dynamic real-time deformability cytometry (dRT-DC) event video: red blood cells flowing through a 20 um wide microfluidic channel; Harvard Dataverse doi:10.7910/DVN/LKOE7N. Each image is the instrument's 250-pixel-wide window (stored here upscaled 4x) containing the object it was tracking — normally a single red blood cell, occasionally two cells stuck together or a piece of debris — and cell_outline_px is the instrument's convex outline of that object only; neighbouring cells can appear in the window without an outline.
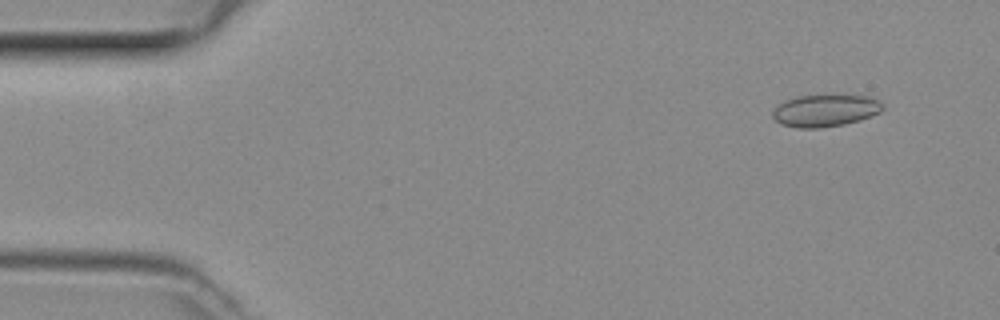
{"species": "common noctule bat (a hibernating species)", "species_latin": "Nyctalus noctula", "temperature_condition": "room temperature", "stored_images_in_passage": 48, "camera_frame_rate_fps": 3000, "um_per_image_px": 0.085, "animal": {"sex": "female", "body_mass_g": 29.2, "forearm_length_mm": 56.3}, "frame": {"image": 1, "passage_image": 4, "time_ms": 1.0, "image_size_px": [1000, 320], "cell_outline_px": [[884, 108], [880, 112], [860, 120], [844, 124], [820, 128], [796, 128], [780, 124], [772, 116], [772, 112], [776, 104], [784, 100], [800, 96], [868, 96], [880, 100], [884, 104]], "centroid_in_image_um": [70.13, 9.41], "position_along_channel_um": 14.9, "area_um2": 20.63}}
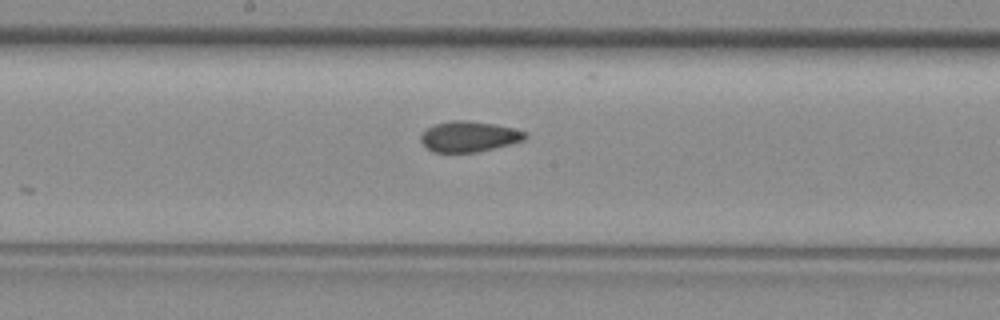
{"frame": {"image": 2, "passage_image": 25, "time_ms": 8.0, "image_size_px": [1000, 320], "cell_outline_px": [[528, 136], [524, 140], [476, 152], [432, 152], [420, 140], [420, 136], [428, 128], [436, 124], [452, 120], [464, 120], [492, 124], [512, 128], [528, 132]], "centroid_in_image_um": [39.87, 11.6], "position_along_channel_um": 208.3, "area_um2": 18.26}}
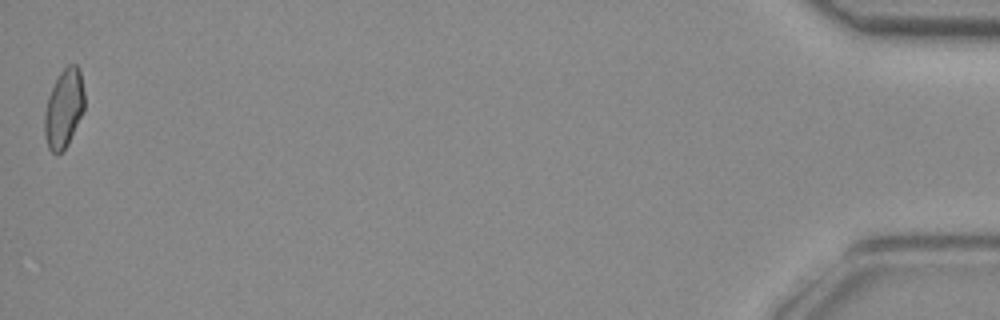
{"frame": {"image": 3, "passage_image": 48, "time_ms": 15.667, "image_size_px": [1000, 320], "cell_outline_px": [[84, 112], [68, 144], [56, 156], [48, 148], [44, 132], [44, 112], [48, 96], [60, 72], [68, 64], [76, 64], [80, 68], [84, 92]], "centroid_in_image_um": [5.44, 9.22], "position_along_channel_um": 429.8, "area_um2": 18.5}}